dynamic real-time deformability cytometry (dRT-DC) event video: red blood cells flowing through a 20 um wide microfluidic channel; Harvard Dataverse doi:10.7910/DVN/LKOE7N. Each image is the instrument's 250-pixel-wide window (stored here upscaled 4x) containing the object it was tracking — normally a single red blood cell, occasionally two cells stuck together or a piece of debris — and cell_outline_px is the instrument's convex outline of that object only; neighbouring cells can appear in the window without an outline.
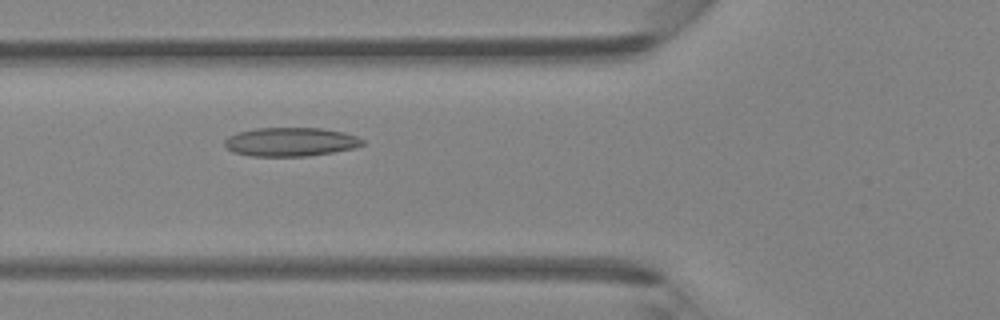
{"species": "Egyptian fruit bat (a non-hibernating species)", "species_latin": "Rousettus aegyptiacus", "temperature_condition": "room temperature", "stored_images_in_passage": 46, "camera_frame_rate_fps": 3000, "um_per_image_px": 0.085, "animal": {"sex": "female"}, "frame": {"image": 1, "passage_image": 17, "time_ms": 5.333, "image_size_px": [1000, 320], "cell_outline_px": [[364, 144], [356, 148], [308, 156], [252, 156], [232, 152], [224, 144], [224, 140], [228, 136], [240, 132], [256, 128], [320, 128], [344, 132], [356, 136], [364, 140]], "centroid_in_image_um": [24.71, 12.06], "position_along_channel_um": 101.1, "area_um2": 23.12}}
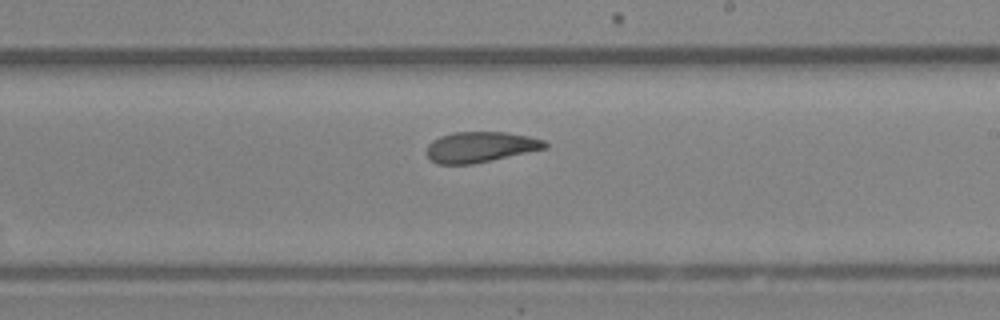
{"frame": {"image": 2, "passage_image": 27, "time_ms": 8.667, "image_size_px": [1000, 320], "cell_outline_px": [[548, 148], [492, 160], [472, 164], [436, 164], [428, 156], [428, 144], [432, 140], [440, 136], [452, 132], [508, 132], [528, 136], [544, 140], [548, 144]], "centroid_in_image_um": [40.85, 12.49], "position_along_channel_um": 248.1, "area_um2": 21.1}}
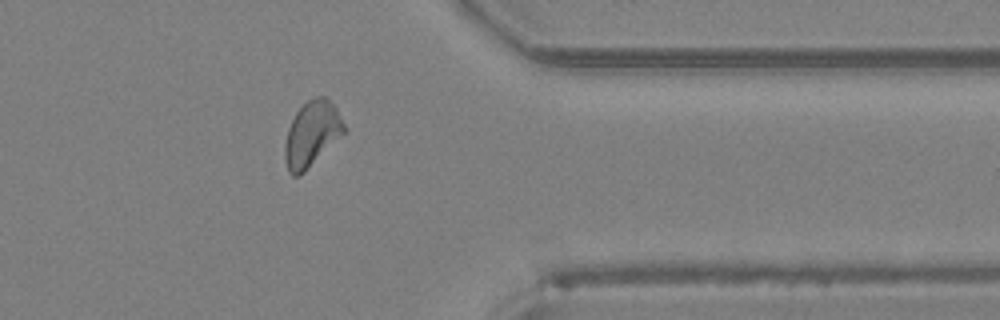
{"frame": {"image": 3, "passage_image": 37, "time_ms": 12.0, "image_size_px": [1000, 320], "cell_outline_px": [[344, 132], [300, 176], [292, 176], [288, 172], [284, 160], [284, 144], [288, 128], [296, 112], [308, 100], [316, 96], [324, 96], [336, 108], [344, 124]], "centroid_in_image_um": [26.45, 11.4], "position_along_channel_um": 384.9, "area_um2": 22.14}}